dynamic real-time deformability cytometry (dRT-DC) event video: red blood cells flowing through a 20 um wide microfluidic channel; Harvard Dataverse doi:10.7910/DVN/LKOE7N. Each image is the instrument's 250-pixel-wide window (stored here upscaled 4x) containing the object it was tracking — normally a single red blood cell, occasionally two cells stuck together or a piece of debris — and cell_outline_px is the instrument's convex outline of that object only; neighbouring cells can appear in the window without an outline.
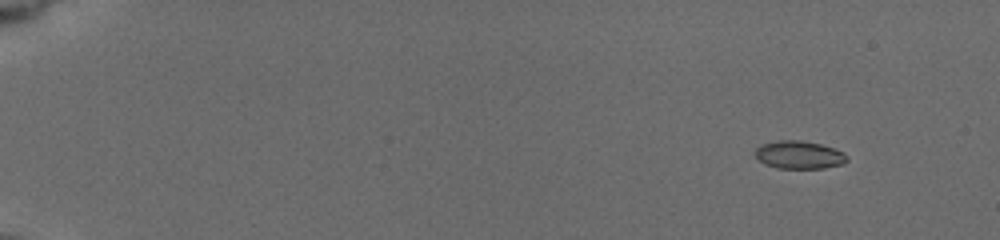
{"species": "common noctule bat (a hibernating species)", "species_latin": "Nyctalus noctula", "temperature_condition": "cold", "stored_images_in_passage": 24, "camera_frame_rate_fps": 3000, "um_per_image_px": 0.085, "animal": {"sex": "female", "body_mass_g": 19.5, "forearm_length_mm": 54.1}, "frame": {"image": 1, "passage_image": 5, "time_ms": 2.0, "image_size_px": [1000, 240], "cell_outline_px": [[848, 160], [844, 164], [824, 168], [776, 168], [764, 164], [752, 152], [760, 144], [776, 140], [800, 140], [820, 144], [844, 152], [848, 156]], "centroid_in_image_um": [67.91, 13.16], "position_along_channel_um": 17.1, "area_um2": 15.14}}
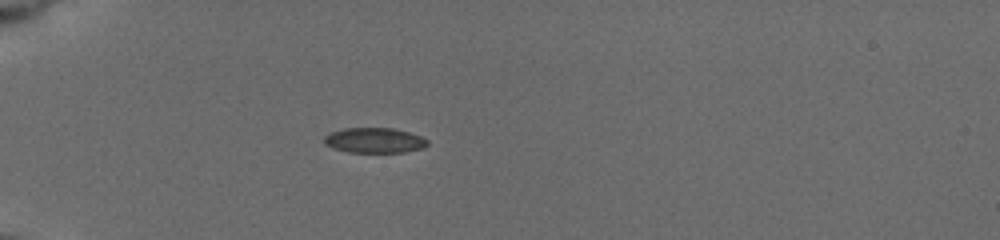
{"frame": {"image": 2, "passage_image": 21, "time_ms": 6.333, "image_size_px": [1000, 240], "cell_outline_px": [[428, 144], [424, 148], [404, 152], [348, 152], [332, 148], [324, 144], [324, 136], [328, 132], [344, 128], [392, 128], [408, 132], [420, 136], [428, 140]], "centroid_in_image_um": [31.79, 11.93], "position_along_channel_um": 53.2, "area_um2": 15.26}}